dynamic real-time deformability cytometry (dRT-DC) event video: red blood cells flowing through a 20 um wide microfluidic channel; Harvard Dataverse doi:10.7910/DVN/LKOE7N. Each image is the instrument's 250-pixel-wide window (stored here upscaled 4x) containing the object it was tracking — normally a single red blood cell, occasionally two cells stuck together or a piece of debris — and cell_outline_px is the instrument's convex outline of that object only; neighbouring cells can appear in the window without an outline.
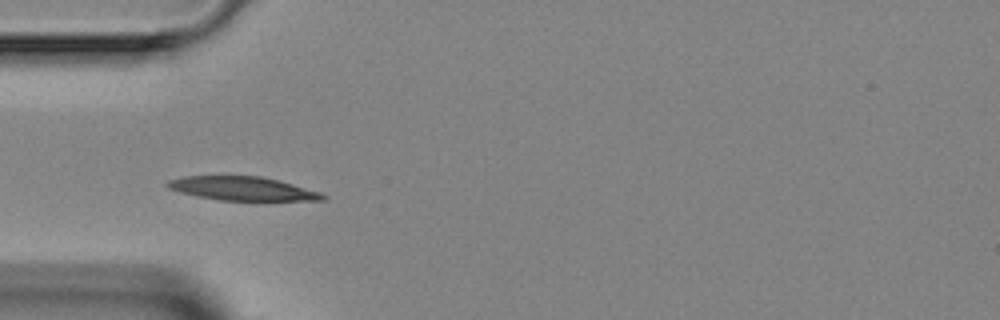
{"species": "Egyptian fruit bat (a non-hibernating species)", "species_latin": "Rousettus aegyptiacus", "temperature_condition": "room temperature", "stored_images_in_passage": 2, "camera_frame_rate_fps": 3000, "um_per_image_px": 0.085, "animal": {"sex": "female"}, "frame": {"image": 1, "passage_image": 2, "time_ms": 1.333, "image_size_px": [1000, 320], "cell_outline_px": [[328, 200], [220, 200], [196, 196], [180, 192], [168, 188], [164, 184], [168, 180], [184, 176], [260, 176], [280, 180], [320, 192], [328, 196]], "centroid_in_image_um": [20.61, 16.02], "position_along_channel_um": 64.4, "area_um2": 21.5}}